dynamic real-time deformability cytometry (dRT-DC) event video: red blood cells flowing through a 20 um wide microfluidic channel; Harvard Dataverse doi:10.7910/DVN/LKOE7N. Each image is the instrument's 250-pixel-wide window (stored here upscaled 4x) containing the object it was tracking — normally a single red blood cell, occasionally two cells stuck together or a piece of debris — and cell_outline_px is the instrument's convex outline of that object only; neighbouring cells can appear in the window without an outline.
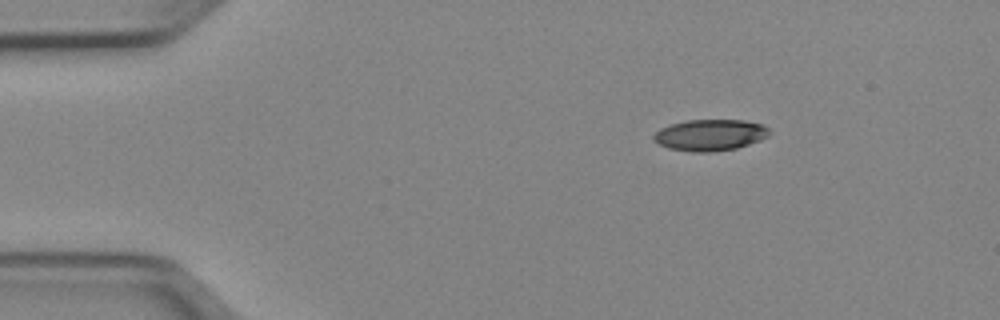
{"species": "Egyptian fruit bat (a non-hibernating species)", "species_latin": "Rousettus aegyptiacus", "temperature_condition": "cold", "stored_images_in_passage": 44, "camera_frame_rate_fps": 3000, "um_per_image_px": 0.085, "animal": {"sex": "female"}, "frame": {"image": 1, "passage_image": 1, "time_ms": 0.0, "image_size_px": [1000, 320], "cell_outline_px": [[772, 132], [768, 136], [760, 140], [736, 148], [712, 152], [692, 152], [668, 148], [652, 140], [652, 136], [660, 128], [672, 124], [688, 120], [744, 120], [764, 124]], "centroid_in_image_um": [60.37, 11.47], "position_along_channel_um": 24.6, "area_um2": 21.21}}
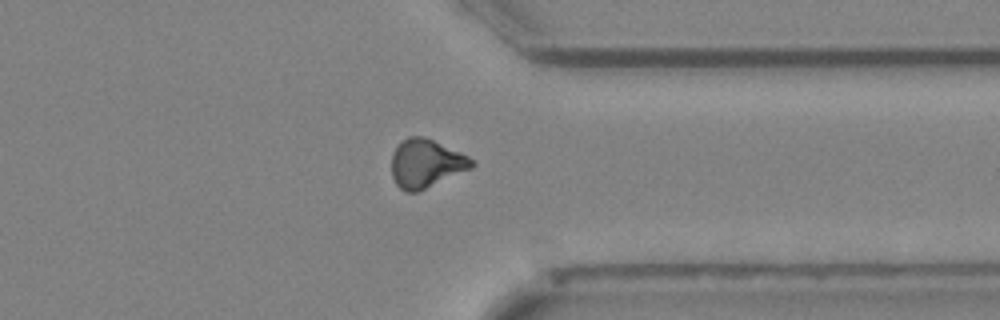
{"frame": {"image": 2, "passage_image": 33, "time_ms": 10.667, "image_size_px": [1000, 320], "cell_outline_px": [[476, 164], [472, 168], [416, 192], [404, 192], [396, 184], [392, 176], [392, 152], [408, 136], [424, 136], [460, 152], [468, 156]], "centroid_in_image_um": [36.2, 13.89], "position_along_channel_um": 375.2, "area_um2": 22.37}}
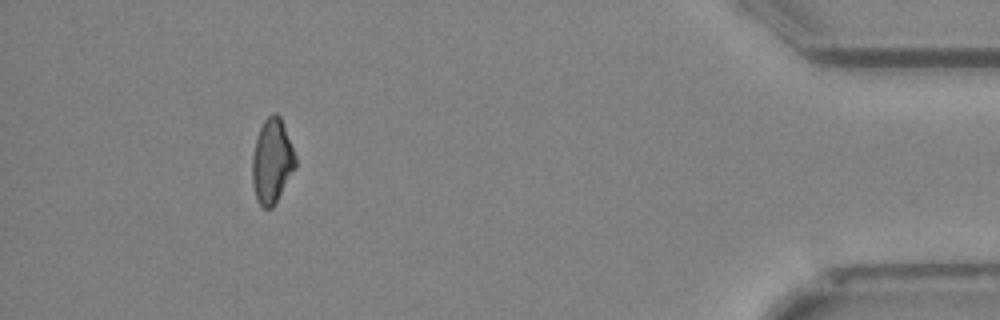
{"frame": {"image": 3, "passage_image": 40, "time_ms": 13.0, "image_size_px": [1000, 320], "cell_outline_px": [[296, 168], [272, 208], [264, 208], [256, 200], [252, 184], [252, 156], [256, 136], [264, 120], [272, 112], [276, 112], [280, 116], [296, 156]], "centroid_in_image_um": [23.11, 13.69], "position_along_channel_um": 412.1, "area_um2": 21.39}, "authors_computed_cell_mechanics": {"area_um2": 22.1952, "velocity_mm_per_s": 3.9883, "shape_relaxation_time_tau1_ms": 4.9683, "shape_relaxation_time_tau2_ms": null, "deformation_change_tau1": 0.1277, "deformation_change_tau2": null}}